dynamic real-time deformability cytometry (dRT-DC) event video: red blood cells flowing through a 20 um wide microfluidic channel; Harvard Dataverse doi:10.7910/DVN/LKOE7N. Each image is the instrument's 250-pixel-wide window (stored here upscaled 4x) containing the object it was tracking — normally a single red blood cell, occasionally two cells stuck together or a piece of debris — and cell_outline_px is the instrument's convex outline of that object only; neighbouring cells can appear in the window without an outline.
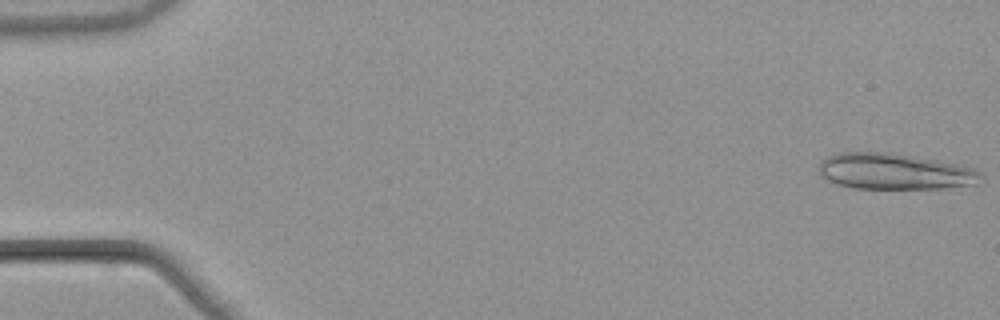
{"species": "common noctule bat (a hibernating species)", "species_latin": "Nyctalus noctula", "temperature_condition": "warm", "stored_images_in_passage": 17, "camera_frame_rate_fps": 3000, "um_per_image_px": 0.085, "animal": {"sex": "male", "body_mass_g": 21.5, "forearm_length_mm": 52.0}, "frame": {"image": 1, "passage_image": 1, "time_ms": 0.0, "image_size_px": [1000, 320], "cell_outline_px": [[984, 180], [976, 184], [944, 188], [852, 188], [836, 184], [820, 176], [820, 160], [836, 152], [892, 152], [964, 164], [976, 168], [984, 176]], "centroid_in_image_um": [76.11, 14.56], "position_along_channel_um": 8.9, "area_um2": 34.74}}